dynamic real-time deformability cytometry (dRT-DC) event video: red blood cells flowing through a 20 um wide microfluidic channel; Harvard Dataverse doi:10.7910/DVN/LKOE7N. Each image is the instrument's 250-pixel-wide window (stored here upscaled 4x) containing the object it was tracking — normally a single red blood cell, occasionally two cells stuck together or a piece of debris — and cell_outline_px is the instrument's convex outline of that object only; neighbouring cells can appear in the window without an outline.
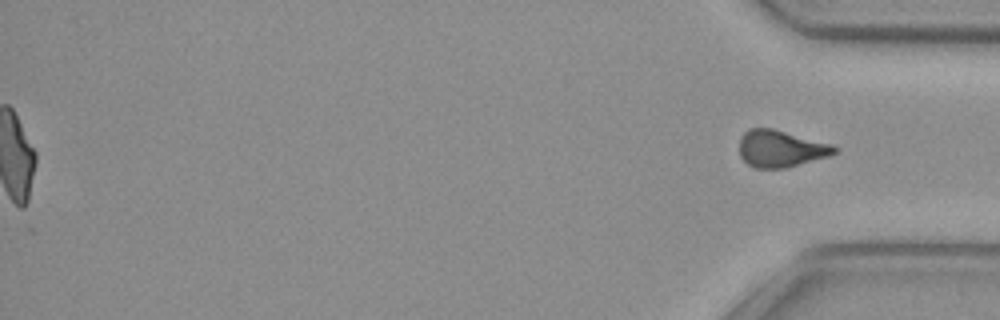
{"species": "common noctule bat (a hibernating species)", "species_latin": "Nyctalus noctula", "temperature_condition": "cold", "stored_images_in_passage": 43, "segment_of_instrument_passage": [2, 2], "camera_frame_rate_fps": 3000, "um_per_image_px": 0.085, "animal": {"sex": "female", "body_mass_g": 29.2, "forearm_length_mm": 56.3}, "frame": {"image": 1, "passage_image": 43, "time_ms": 14.0, "image_size_px": [1000, 320], "cell_outline_px": [[836, 152], [828, 156], [784, 168], [756, 168], [748, 164], [740, 156], [740, 136], [748, 128], [772, 128], [832, 144], [836, 148]], "centroid_in_image_um": [66.33, 12.62], "position_along_channel_um": 368.9, "area_um2": 20.23}}